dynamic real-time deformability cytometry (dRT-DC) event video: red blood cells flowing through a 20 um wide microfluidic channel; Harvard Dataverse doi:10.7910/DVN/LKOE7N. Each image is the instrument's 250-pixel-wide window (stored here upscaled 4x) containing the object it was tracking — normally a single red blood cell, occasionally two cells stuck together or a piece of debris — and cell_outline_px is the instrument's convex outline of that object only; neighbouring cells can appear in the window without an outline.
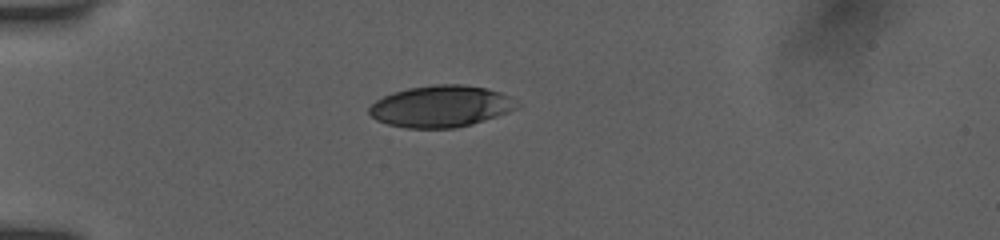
{"species": "human", "species_latin": "Homo sapiens", "temperature_condition": "room temperature", "stored_images_in_passage": 37, "camera_frame_rate_fps": 3000, "um_per_image_px": 0.085, "donor": {"sex": "female"}, "frame": {"image": 1, "passage_image": 1, "time_ms": 0.0, "image_size_px": [1000, 240], "cell_outline_px": [[524, 104], [508, 112], [472, 124], [456, 128], [408, 128], [388, 124], [376, 120], [368, 112], [368, 108], [376, 100], [392, 92], [408, 88], [432, 84], [464, 84], [488, 88], [500, 92]], "centroid_in_image_um": [37.49, 9.03], "position_along_channel_um": 47.5, "area_um2": 36.07}}
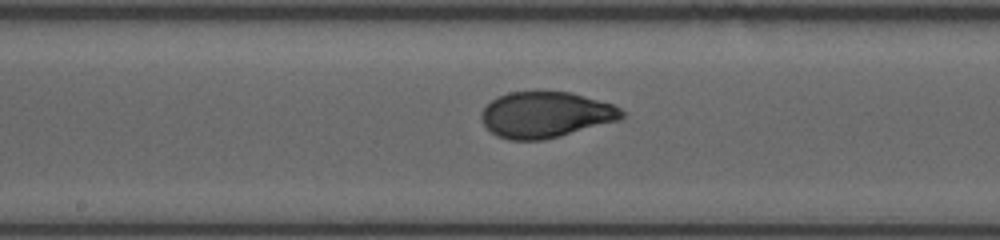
{"frame": {"image": 2, "passage_image": 15, "time_ms": 4.667, "image_size_px": [1000, 240], "cell_outline_px": [[624, 116], [620, 120], [560, 136], [544, 140], [508, 140], [496, 136], [480, 120], [480, 112], [496, 96], [508, 92], [572, 92], [612, 104], [620, 108], [624, 112]], "centroid_in_image_um": [46.36, 9.76], "position_along_channel_um": 201.8, "area_um2": 37.69}}
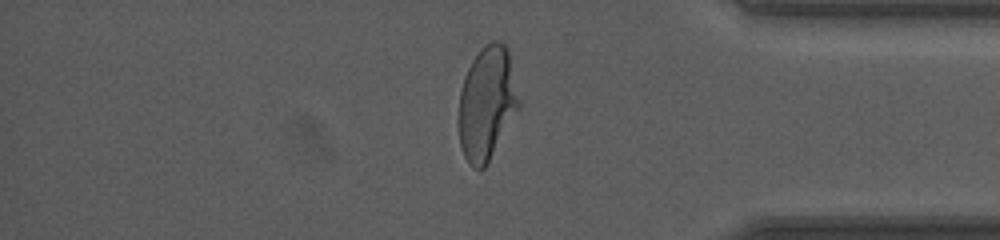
{"frame": {"image": 3, "passage_image": 31, "time_ms": 10.0, "image_size_px": [1000, 240], "cell_outline_px": [[520, 108], [488, 164], [480, 172], [472, 168], [468, 164], [460, 148], [456, 120], [460, 92], [464, 76], [472, 60], [480, 48], [484, 44], [492, 40], [500, 40], [508, 48], [520, 100]], "centroid_in_image_um": [41.36, 8.82], "position_along_channel_um": 393.8, "area_um2": 41.1}, "authors_computed_cell_mechanics": {"area_um2": 38.2058, "velocity_mm_per_s": 3.9068, "shape_relaxation_time_tau1_ms": 4.1104, "shape_relaxation_time_tau2_ms": 0.6911, "deformation_change_tau1": 0.1847, "deformation_change_tau2": 0.0506}}